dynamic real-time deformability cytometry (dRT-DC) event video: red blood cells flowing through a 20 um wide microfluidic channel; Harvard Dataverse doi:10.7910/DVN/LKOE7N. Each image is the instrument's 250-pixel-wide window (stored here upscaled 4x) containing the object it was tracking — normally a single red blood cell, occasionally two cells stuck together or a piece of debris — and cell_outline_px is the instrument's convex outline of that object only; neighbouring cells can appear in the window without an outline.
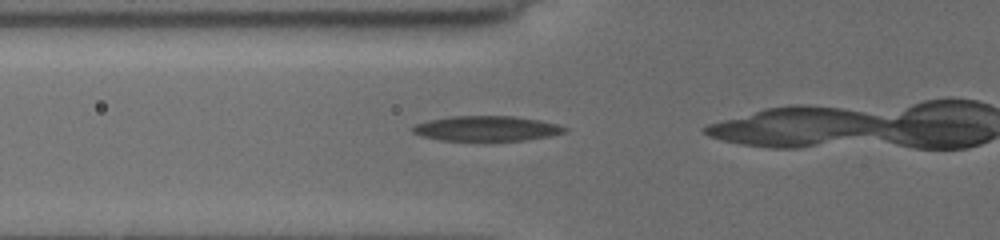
{"species": "common noctule bat (a hibernating species)", "species_latin": "Nyctalus noctula", "temperature_condition": "cold", "stored_images_in_passage": 17, "camera_frame_rate_fps": 3000, "um_per_image_px": 0.085, "animal": {"sex": "female", "body_mass_g": 19.5, "forearm_length_mm": 54.1}, "frame": {"image": 1, "passage_image": 3, "time_ms": 0.333, "image_size_px": [1000, 240], "cell_outline_px": [[568, 128], [564, 132], [548, 136], [524, 140], [484, 144], [440, 140], [420, 136], [412, 132], [412, 128], [416, 124], [428, 120], [452, 116], [516, 116], [540, 120], [556, 124]], "centroid_in_image_um": [41.31, 10.97], "position_along_channel_um": 84.5, "area_um2": 23.24}}
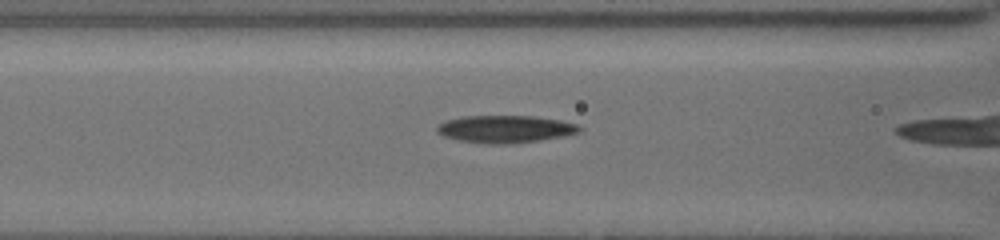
{"frame": {"image": 2, "passage_image": 8, "time_ms": 1.333, "image_size_px": [1000, 240], "cell_outline_px": [[584, 128], [580, 132], [564, 136], [540, 140], [512, 144], [484, 144], [456, 140], [444, 136], [436, 132], [436, 128], [440, 124], [448, 120], [464, 116], [536, 116], [560, 120], [576, 124]], "centroid_in_image_um": [42.97, 10.98], "position_along_channel_um": 123.6, "area_um2": 22.95}}